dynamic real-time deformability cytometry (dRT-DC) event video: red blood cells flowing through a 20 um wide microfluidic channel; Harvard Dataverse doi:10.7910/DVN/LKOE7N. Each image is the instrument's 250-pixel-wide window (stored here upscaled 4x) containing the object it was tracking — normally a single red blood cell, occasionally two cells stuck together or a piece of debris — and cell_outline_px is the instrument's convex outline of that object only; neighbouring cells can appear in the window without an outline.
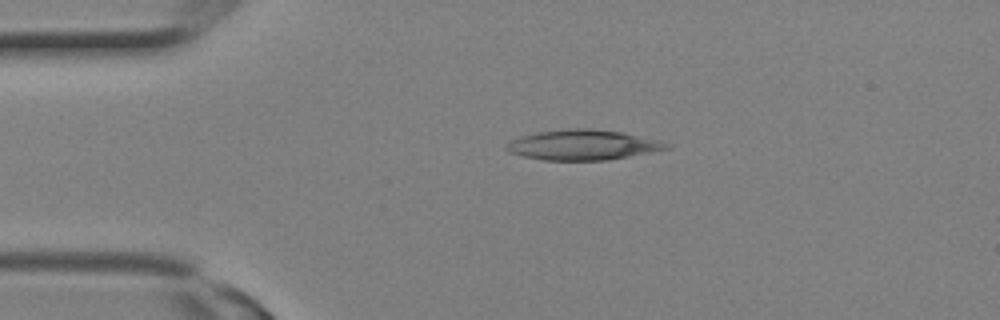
{"species": "Egyptian fruit bat (a non-hibernating species)", "species_latin": "Rousettus aegyptiacus", "temperature_condition": "room temperature", "stored_images_in_passage": 2, "camera_frame_rate_fps": 3000, "um_per_image_px": 0.085, "animal": {"sex": "female"}, "frame": {"image": 1, "passage_image": 1, "time_ms": 0.0, "image_size_px": [1000, 320], "cell_outline_px": [[672, 144], [668, 148], [608, 160], [544, 160], [524, 156], [508, 152], [504, 148], [512, 140], [536, 132], [568, 128], [592, 128], [620, 132], [656, 140]], "centroid_in_image_um": [49.5, 12.31], "position_along_channel_um": 35.5, "area_um2": 27.69}}
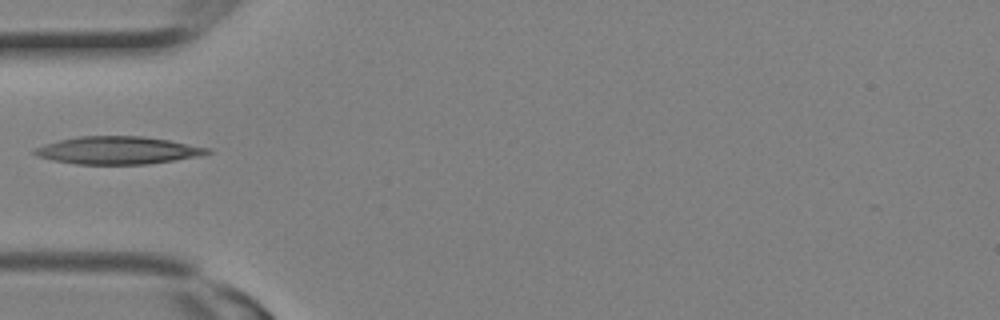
{"frame": {"image": 2, "passage_image": 2, "time_ms": 0.333, "image_size_px": [1000, 320], "cell_outline_px": [[212, 152], [200, 156], [176, 160], [148, 164], [76, 164], [52, 160], [36, 156], [32, 152], [36, 148], [44, 144], [76, 136], [144, 136], [168, 140], [212, 148]], "centroid_in_image_um": [10.04, 12.78], "position_along_channel_um": 75.0, "area_um2": 27.98}}